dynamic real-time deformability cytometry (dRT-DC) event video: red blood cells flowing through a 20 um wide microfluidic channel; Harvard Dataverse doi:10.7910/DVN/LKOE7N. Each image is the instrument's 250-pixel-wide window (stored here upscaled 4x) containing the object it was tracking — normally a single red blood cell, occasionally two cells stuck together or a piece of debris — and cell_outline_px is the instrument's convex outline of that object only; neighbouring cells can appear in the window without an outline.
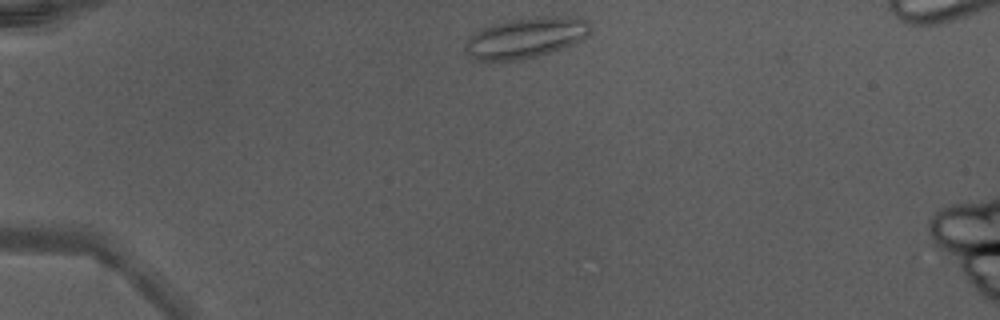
{"species": "Egyptian fruit bat (a non-hibernating species)", "species_latin": "Rousettus aegyptiacus", "temperature_condition": "warm", "stored_images_in_passage": 19, "camera_frame_rate_fps": 3000, "um_per_image_px": 0.085, "animal": {"sex": "male"}, "frame": {"image": 1, "passage_image": 1, "time_ms": 0.0, "image_size_px": [1000, 320], "cell_outline_px": [[592, 28], [588, 36], [584, 40], [576, 44], [552, 52], [536, 56], [516, 60], [476, 60], [464, 52], [464, 44], [480, 28], [492, 24], [508, 20], [544, 16], [580, 16], [588, 20], [592, 24]], "centroid_in_image_um": [44.78, 3.19], "position_along_channel_um": 40.2, "area_um2": 30.11}}
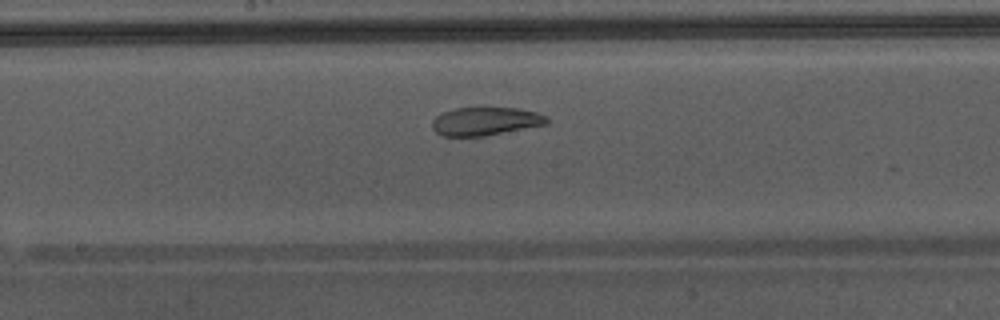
{"frame": {"image": 2, "passage_image": 16, "time_ms": 5.0, "image_size_px": [1000, 320], "cell_outline_px": [[548, 124], [484, 136], [444, 136], [436, 132], [432, 128], [432, 120], [436, 116], [452, 108], [516, 108], [536, 112], [548, 116]], "centroid_in_image_um": [41.26, 10.31], "position_along_channel_um": 206.9, "area_um2": 18.84}}